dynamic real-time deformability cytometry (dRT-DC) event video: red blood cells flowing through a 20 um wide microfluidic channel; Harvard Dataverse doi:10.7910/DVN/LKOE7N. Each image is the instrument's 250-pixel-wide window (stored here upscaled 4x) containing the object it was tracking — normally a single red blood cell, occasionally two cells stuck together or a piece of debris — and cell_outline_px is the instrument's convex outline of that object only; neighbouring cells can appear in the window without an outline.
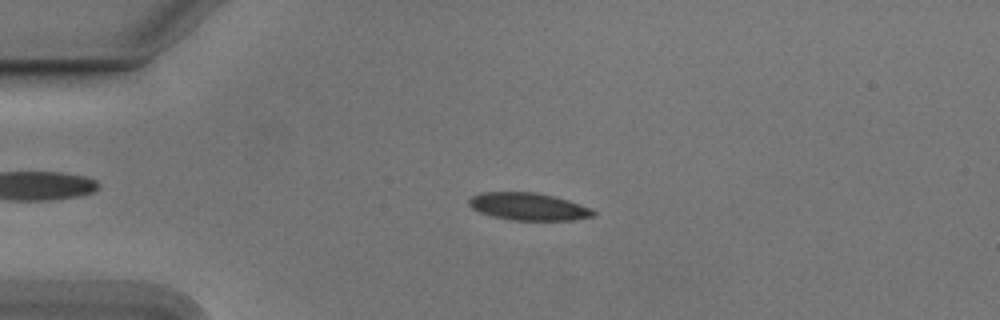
{"species": "Egyptian fruit bat (a non-hibernating species)", "species_latin": "Rousettus aegyptiacus", "temperature_condition": "cold", "stored_images_in_passage": 53, "camera_frame_rate_fps": 3000, "um_per_image_px": 0.085, "animal": {"sex": "male"}, "frame": {"image": 1, "passage_image": 12, "time_ms": 3.667, "image_size_px": [1000, 320], "cell_outline_px": [[596, 216], [572, 220], [508, 220], [492, 216], [480, 212], [472, 208], [468, 204], [468, 200], [472, 196], [480, 192], [536, 192], [568, 200], [592, 208], [596, 212]], "centroid_in_image_um": [44.92, 17.56], "position_along_channel_um": 40.1, "area_um2": 20.0}}
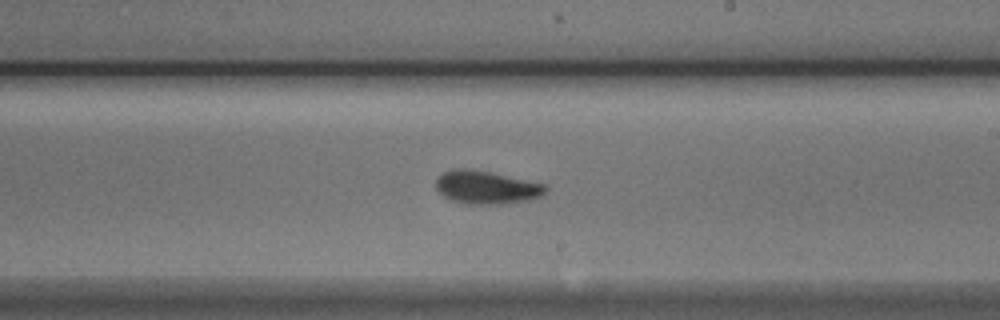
{"frame": {"image": 2, "passage_image": 31, "time_ms": 10.0, "image_size_px": [1000, 320], "cell_outline_px": [[548, 188], [540, 196], [528, 200], [508, 204], [460, 204], [444, 196], [436, 188], [436, 180], [444, 172], [452, 168], [464, 168], [488, 172], [544, 184]], "centroid_in_image_um": [41.31, 15.94], "position_along_channel_um": 247.7, "area_um2": 20.98}}
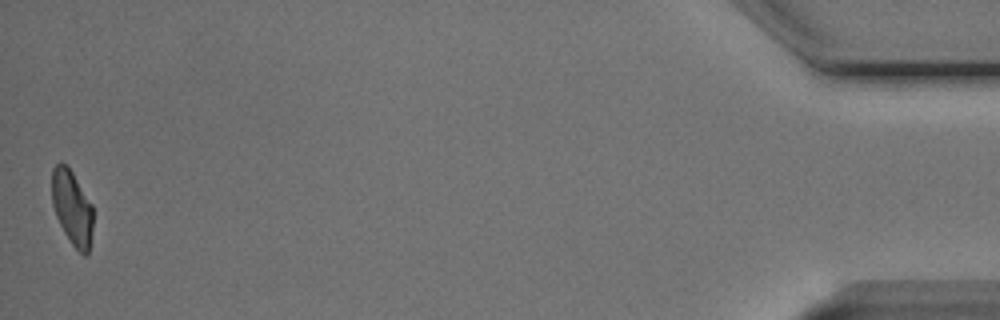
{"frame": {"image": 3, "passage_image": 53, "time_ms": 17.333, "image_size_px": [1000, 320], "cell_outline_px": [[92, 232], [88, 252], [84, 256], [72, 244], [64, 232], [56, 216], [52, 204], [52, 168], [60, 160], [68, 164], [92, 204]], "centroid_in_image_um": [6.11, 17.59], "position_along_channel_um": 429.1, "area_um2": 18.03}, "authors_computed_cell_mechanics": {"area_um2": 20.0566, "velocity_mm_per_s": 3.7618, "shape_relaxation_time_tau1_ms": 2.9502, "shape_relaxation_time_tau2_ms": 3.9381, "deformation_change_tau1": 0.1143, "deformation_change_tau2": 0.0727}}